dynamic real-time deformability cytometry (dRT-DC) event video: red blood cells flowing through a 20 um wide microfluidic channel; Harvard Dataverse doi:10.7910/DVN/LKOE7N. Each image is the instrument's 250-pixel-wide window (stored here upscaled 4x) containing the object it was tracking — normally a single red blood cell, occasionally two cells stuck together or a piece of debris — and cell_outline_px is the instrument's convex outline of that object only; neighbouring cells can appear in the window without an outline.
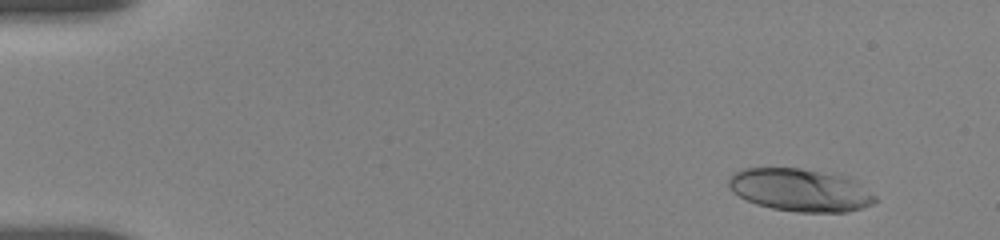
{"species": "human", "species_latin": "Homo sapiens", "temperature_condition": "room temperature", "stored_images_in_passage": 9, "camera_frame_rate_fps": 3000, "um_per_image_px": 0.085, "donor": {"sex": "female"}, "frame": {"image": 1, "passage_image": 4, "time_ms": 1.333, "image_size_px": [1000, 240], "cell_outline_px": [[876, 200], [872, 204], [848, 212], [796, 212], [772, 208], [756, 204], [740, 196], [728, 184], [728, 180], [732, 172], [740, 168], [800, 168], [852, 176], [876, 196]], "centroid_in_image_um": [68.06, 16.13], "position_along_channel_um": 16.9, "area_um2": 36.76}}
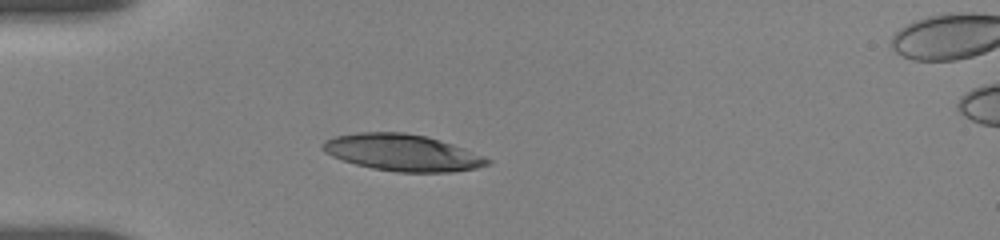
{"frame": {"image": 2, "passage_image": 8, "time_ms": 5.0, "image_size_px": [1000, 240], "cell_outline_px": [[492, 160], [488, 164], [476, 168], [452, 172], [396, 172], [372, 168], [356, 164], [332, 156], [324, 152], [320, 148], [320, 144], [324, 140], [336, 136], [356, 132], [404, 132], [428, 136], [464, 148], [484, 156]], "centroid_in_image_um": [34.18, 12.96], "position_along_channel_um": 50.8, "area_um2": 35.32}}